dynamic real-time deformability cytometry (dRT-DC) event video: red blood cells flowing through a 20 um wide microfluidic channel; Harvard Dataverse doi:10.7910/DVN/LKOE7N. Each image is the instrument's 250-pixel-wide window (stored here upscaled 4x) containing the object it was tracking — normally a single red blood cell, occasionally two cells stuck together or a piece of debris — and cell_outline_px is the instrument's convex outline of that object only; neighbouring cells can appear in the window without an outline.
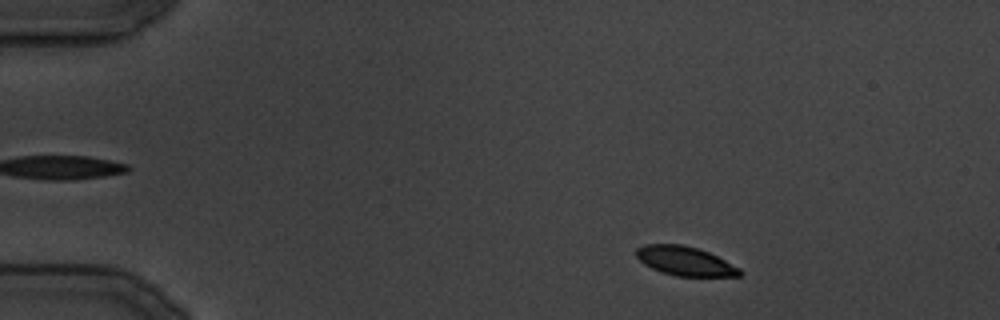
{"species": "common noctule bat (a hibernating species)", "species_latin": "Nyctalus noctula", "temperature_condition": "cold", "stored_images_in_passage": 32, "segment_of_instrument_passage": [1, 2], "camera_frame_rate_fps": 3000, "um_per_image_px": 0.085, "animal": {"sex": "male", "body_mass_g": 19.5, "forearm_length_mm": 54.6}, "frame": {"image": 1, "passage_image": 2, "time_ms": 2.333, "image_size_px": [1000, 320], "cell_outline_px": [[744, 272], [740, 276], [676, 276], [660, 272], [644, 264], [636, 256], [636, 248], [644, 244], [684, 244], [708, 252], [740, 268]], "centroid_in_image_um": [58.21, 22.19], "position_along_channel_um": 26.8, "area_um2": 17.57}}
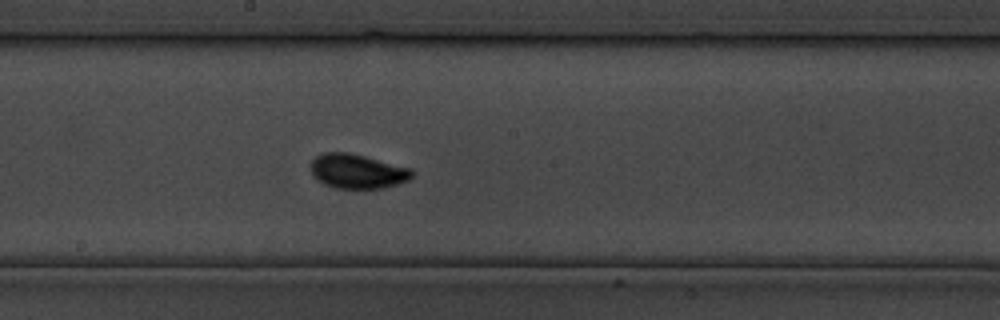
{"frame": {"image": 2, "passage_image": 16, "time_ms": 19.333, "image_size_px": [1000, 320], "cell_outline_px": [[412, 176], [408, 180], [384, 188], [336, 188], [324, 184], [312, 172], [312, 160], [320, 152], [348, 152], [412, 168]], "centroid_in_image_um": [30.39, 14.54], "position_along_channel_um": 217.8, "area_um2": 20.06}}
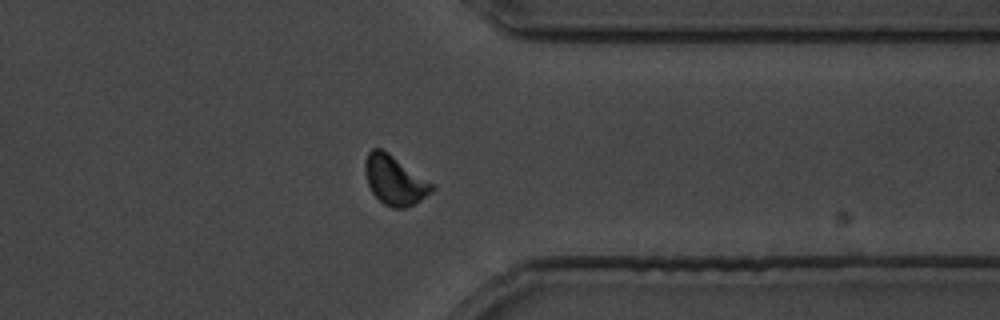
{"frame": {"image": 3, "passage_image": 24, "time_ms": 29.667, "image_size_px": [1000, 320], "cell_outline_px": [[436, 188], [432, 192], [420, 200], [404, 208], [392, 208], [384, 204], [372, 192], [368, 184], [364, 172], [364, 160], [368, 152], [372, 148], [380, 148], [388, 152], [436, 184]], "centroid_in_image_um": [33.56, 15.3], "position_along_channel_um": 377.8, "area_um2": 19.42}}